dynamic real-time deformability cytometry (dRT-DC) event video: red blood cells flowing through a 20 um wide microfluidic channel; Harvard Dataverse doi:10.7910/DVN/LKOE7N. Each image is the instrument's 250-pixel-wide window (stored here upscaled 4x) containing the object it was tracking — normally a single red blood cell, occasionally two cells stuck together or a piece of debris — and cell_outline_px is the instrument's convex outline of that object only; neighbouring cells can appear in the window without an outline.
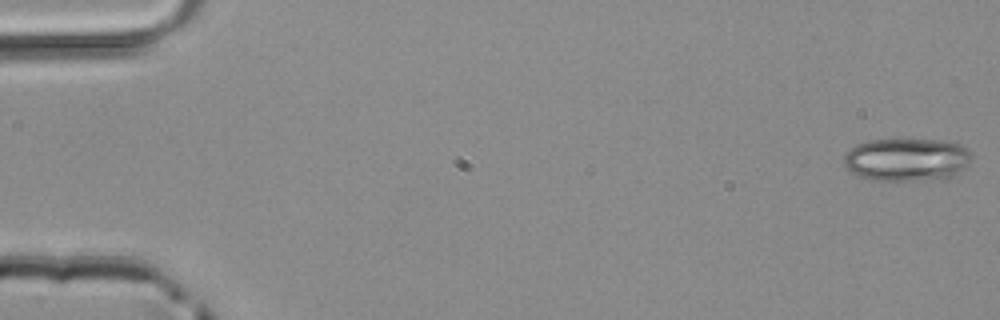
{"species": "common noctule bat (a hibernating species)", "species_latin": "Nyctalus noctula", "temperature_condition": "room temperature", "stored_images_in_passage": 14, "camera_frame_rate_fps": 3000, "um_per_image_px": 0.085, "animal": {"sex": "male", "body_mass_g": 20.4}, "frame": {"image": 1, "passage_image": 1, "time_ms": 0.0, "image_size_px": [1000, 320], "cell_outline_px": [[972, 160], [964, 168], [952, 176], [920, 180], [868, 180], [852, 172], [844, 164], [844, 156], [856, 144], [868, 140], [940, 140], [960, 144], [972, 152]], "centroid_in_image_um": [77.08, 13.56], "position_along_channel_um": 7.9, "area_um2": 31.73}}